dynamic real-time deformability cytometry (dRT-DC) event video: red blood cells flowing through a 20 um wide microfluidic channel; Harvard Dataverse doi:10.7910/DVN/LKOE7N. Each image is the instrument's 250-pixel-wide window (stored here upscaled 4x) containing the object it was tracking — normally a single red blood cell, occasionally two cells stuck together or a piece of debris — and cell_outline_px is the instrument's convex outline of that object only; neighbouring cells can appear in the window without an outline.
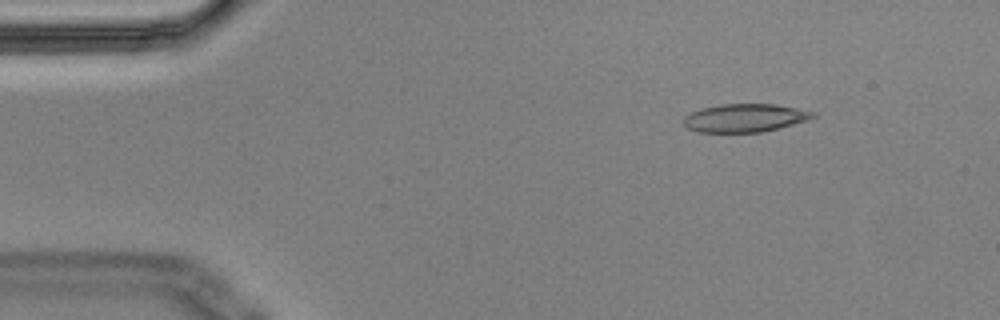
{"species": "Egyptian fruit bat (a non-hibernating species)", "species_latin": "Rousettus aegyptiacus", "temperature_condition": "cold", "stored_images_in_passage": 5, "camera_frame_rate_fps": 3000, "um_per_image_px": 0.085, "animal": {"sex": "male"}, "frame": {"image": 1, "passage_image": 2, "time_ms": 0.333, "image_size_px": [1000, 320], "cell_outline_px": [[816, 116], [808, 120], [760, 132], [700, 132], [688, 128], [684, 124], [684, 116], [692, 112], [704, 108], [720, 104], [776, 104], [816, 112]], "centroid_in_image_um": [63.33, 10.02], "position_along_channel_um": 21.7, "area_um2": 20.98}}